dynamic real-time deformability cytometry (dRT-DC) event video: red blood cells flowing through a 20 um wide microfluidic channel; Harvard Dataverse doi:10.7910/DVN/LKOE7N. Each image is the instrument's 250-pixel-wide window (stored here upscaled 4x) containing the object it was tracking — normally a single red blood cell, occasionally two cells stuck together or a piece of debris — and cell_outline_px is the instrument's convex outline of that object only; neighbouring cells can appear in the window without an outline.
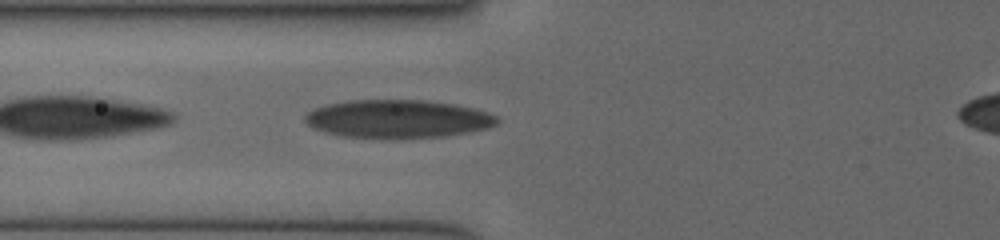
{"species": "human", "species_latin": "Homo sapiens", "temperature_condition": "cold", "stored_images_in_passage": 4, "camera_frame_rate_fps": 3000, "um_per_image_px": 0.085, "donor": {"sex": "female"}, "frame": {"image": 1, "passage_image": 2, "time_ms": 0.667, "image_size_px": [1000, 240], "cell_outline_px": [[500, 120], [496, 124], [488, 128], [472, 132], [444, 136], [344, 136], [324, 132], [312, 128], [304, 120], [304, 116], [308, 112], [316, 108], [328, 104], [348, 100], [424, 100], [452, 104], [472, 108], [488, 112], [496, 116]], "centroid_in_image_um": [33.82, 10.08], "position_along_channel_um": 92.0, "area_um2": 41.85}}
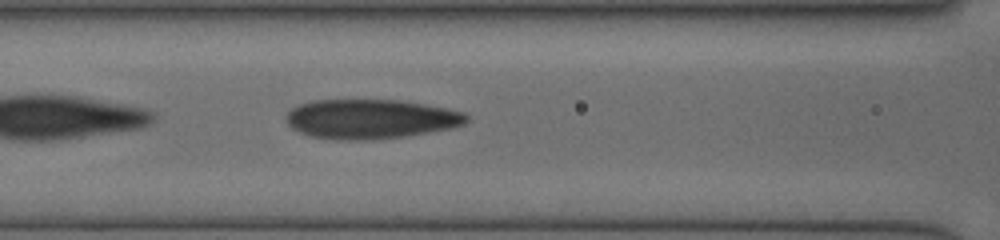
{"frame": {"image": 2, "passage_image": 4, "time_ms": 1.667, "image_size_px": [1000, 240], "cell_outline_px": [[468, 120], [464, 124], [448, 128], [428, 132], [404, 136], [372, 140], [336, 140], [308, 136], [292, 128], [288, 124], [284, 116], [292, 108], [300, 104], [312, 100], [400, 100], [448, 108], [464, 112], [468, 116]], "centroid_in_image_um": [31.47, 10.11], "position_along_channel_um": 135.1, "area_um2": 41.62}}